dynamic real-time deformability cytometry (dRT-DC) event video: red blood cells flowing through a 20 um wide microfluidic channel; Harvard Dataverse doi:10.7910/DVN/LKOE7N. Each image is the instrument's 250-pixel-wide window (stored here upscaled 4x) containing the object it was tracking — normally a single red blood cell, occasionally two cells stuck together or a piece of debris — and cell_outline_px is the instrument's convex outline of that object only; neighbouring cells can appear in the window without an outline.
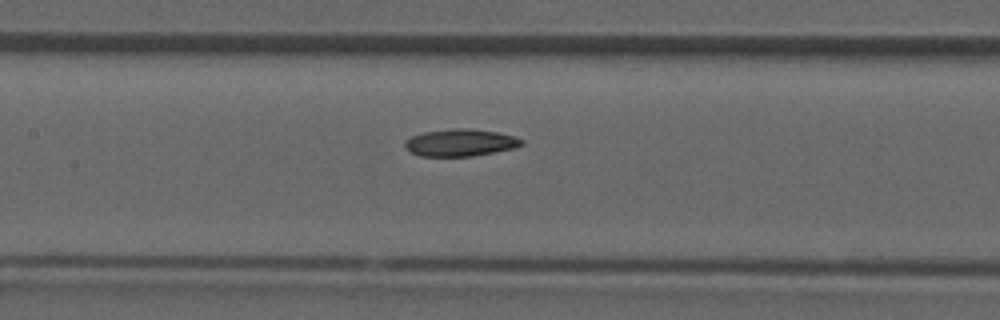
{"species": "common noctule bat (a hibernating species)", "species_latin": "Nyctalus noctula", "temperature_condition": "room temperature", "stored_images_in_passage": 39, "camera_frame_rate_fps": 3000, "um_per_image_px": 0.085, "animal": {"sex": "male", "forearm_length_mm": 52.5}, "frame": {"image": 1, "passage_image": 17, "time_ms": 5.333, "image_size_px": [1000, 320], "cell_outline_px": [[524, 144], [516, 148], [472, 156], [420, 156], [412, 152], [404, 144], [404, 140], [412, 136], [424, 132], [452, 128], [468, 128], [496, 132], [516, 136], [524, 140]], "centroid_in_image_um": [39.17, 12.12], "position_along_channel_um": 168.2, "area_um2": 18.5}}